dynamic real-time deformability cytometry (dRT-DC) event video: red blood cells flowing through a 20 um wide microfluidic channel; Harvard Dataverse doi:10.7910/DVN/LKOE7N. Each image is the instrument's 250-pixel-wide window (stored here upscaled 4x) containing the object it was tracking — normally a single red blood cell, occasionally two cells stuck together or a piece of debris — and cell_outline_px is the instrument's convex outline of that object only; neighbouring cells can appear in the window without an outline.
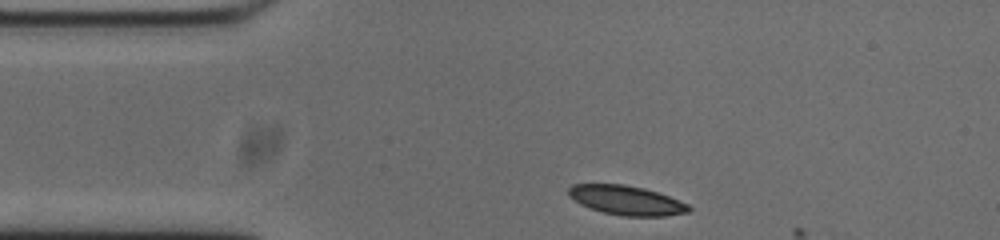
{"species": "common noctule bat (a hibernating species)", "species_latin": "Nyctalus noctula", "temperature_condition": "cold", "stored_images_in_passage": 3, "camera_frame_rate_fps": 3000, "um_per_image_px": 0.085, "animal": {"sex": "male", "body_mass_g": 20.0, "forearm_length_mm": 53.3}, "frame": {"image": 1, "passage_image": 1, "time_ms": 0.0, "image_size_px": [1000, 240], "cell_outline_px": [[692, 208], [688, 212], [664, 216], [624, 216], [604, 212], [580, 204], [568, 196], [568, 188], [572, 184], [624, 184], [644, 188], [668, 196], [688, 204]], "centroid_in_image_um": [53.23, 17.02], "position_along_channel_um": 31.8, "area_um2": 20.4}}